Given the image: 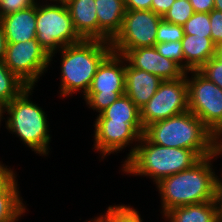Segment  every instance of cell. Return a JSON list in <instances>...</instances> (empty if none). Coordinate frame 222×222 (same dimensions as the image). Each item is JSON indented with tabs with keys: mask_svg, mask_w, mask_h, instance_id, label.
Here are the masks:
<instances>
[{
	"mask_svg": "<svg viewBox=\"0 0 222 222\" xmlns=\"http://www.w3.org/2000/svg\"><path fill=\"white\" fill-rule=\"evenodd\" d=\"M143 135L153 144L193 150L201 158L217 152V138L190 111L148 125Z\"/></svg>",
	"mask_w": 222,
	"mask_h": 222,
	"instance_id": "6da1fadb",
	"label": "cell"
},
{
	"mask_svg": "<svg viewBox=\"0 0 222 222\" xmlns=\"http://www.w3.org/2000/svg\"><path fill=\"white\" fill-rule=\"evenodd\" d=\"M218 152L202 158L190 169L161 179L156 183L161 196L163 215L180 206L213 201L215 172L211 161Z\"/></svg>",
	"mask_w": 222,
	"mask_h": 222,
	"instance_id": "7a4b0ae2",
	"label": "cell"
},
{
	"mask_svg": "<svg viewBox=\"0 0 222 222\" xmlns=\"http://www.w3.org/2000/svg\"><path fill=\"white\" fill-rule=\"evenodd\" d=\"M138 143L131 148L122 170L152 177L155 184L165 177L190 169L202 159L193 150L153 144L144 135Z\"/></svg>",
	"mask_w": 222,
	"mask_h": 222,
	"instance_id": "3957f363",
	"label": "cell"
},
{
	"mask_svg": "<svg viewBox=\"0 0 222 222\" xmlns=\"http://www.w3.org/2000/svg\"><path fill=\"white\" fill-rule=\"evenodd\" d=\"M59 51L62 59L60 94L66 97L81 90L85 96L98 66L112 52V48L110 42L82 40Z\"/></svg>",
	"mask_w": 222,
	"mask_h": 222,
	"instance_id": "277c9868",
	"label": "cell"
},
{
	"mask_svg": "<svg viewBox=\"0 0 222 222\" xmlns=\"http://www.w3.org/2000/svg\"><path fill=\"white\" fill-rule=\"evenodd\" d=\"M34 87L27 86L16 98L4 105L6 127L39 155H47L51 137L45 111L29 99Z\"/></svg>",
	"mask_w": 222,
	"mask_h": 222,
	"instance_id": "5b68a950",
	"label": "cell"
},
{
	"mask_svg": "<svg viewBox=\"0 0 222 222\" xmlns=\"http://www.w3.org/2000/svg\"><path fill=\"white\" fill-rule=\"evenodd\" d=\"M39 4L36 3V39L52 61L55 51L83 39L75 31L66 5Z\"/></svg>",
	"mask_w": 222,
	"mask_h": 222,
	"instance_id": "8992f818",
	"label": "cell"
},
{
	"mask_svg": "<svg viewBox=\"0 0 222 222\" xmlns=\"http://www.w3.org/2000/svg\"><path fill=\"white\" fill-rule=\"evenodd\" d=\"M188 86L189 111L196 115L216 138L222 137V89L198 70H191ZM191 79V80H190Z\"/></svg>",
	"mask_w": 222,
	"mask_h": 222,
	"instance_id": "52a82bcc",
	"label": "cell"
},
{
	"mask_svg": "<svg viewBox=\"0 0 222 222\" xmlns=\"http://www.w3.org/2000/svg\"><path fill=\"white\" fill-rule=\"evenodd\" d=\"M125 58L111 52L98 66L92 84L83 97L99 114L125 94ZM124 63V64H123Z\"/></svg>",
	"mask_w": 222,
	"mask_h": 222,
	"instance_id": "ba28073f",
	"label": "cell"
},
{
	"mask_svg": "<svg viewBox=\"0 0 222 222\" xmlns=\"http://www.w3.org/2000/svg\"><path fill=\"white\" fill-rule=\"evenodd\" d=\"M161 20L152 10H127L121 30L110 42L112 52L123 55L131 49L155 46Z\"/></svg>",
	"mask_w": 222,
	"mask_h": 222,
	"instance_id": "9c48e42d",
	"label": "cell"
},
{
	"mask_svg": "<svg viewBox=\"0 0 222 222\" xmlns=\"http://www.w3.org/2000/svg\"><path fill=\"white\" fill-rule=\"evenodd\" d=\"M189 111L186 76L177 80L162 81L156 93L140 109L144 129L157 121Z\"/></svg>",
	"mask_w": 222,
	"mask_h": 222,
	"instance_id": "30bf717a",
	"label": "cell"
},
{
	"mask_svg": "<svg viewBox=\"0 0 222 222\" xmlns=\"http://www.w3.org/2000/svg\"><path fill=\"white\" fill-rule=\"evenodd\" d=\"M5 65L27 86L34 87L50 64V56L37 39L7 43Z\"/></svg>",
	"mask_w": 222,
	"mask_h": 222,
	"instance_id": "8fae6325",
	"label": "cell"
},
{
	"mask_svg": "<svg viewBox=\"0 0 222 222\" xmlns=\"http://www.w3.org/2000/svg\"><path fill=\"white\" fill-rule=\"evenodd\" d=\"M94 148L102 158L108 154L122 151L132 141H140L144 134L141 123L110 122V119H95ZM131 141V142H130Z\"/></svg>",
	"mask_w": 222,
	"mask_h": 222,
	"instance_id": "7c38bea8",
	"label": "cell"
},
{
	"mask_svg": "<svg viewBox=\"0 0 222 222\" xmlns=\"http://www.w3.org/2000/svg\"><path fill=\"white\" fill-rule=\"evenodd\" d=\"M122 56L131 67L149 72L163 81L177 80L186 73L176 62L162 56L155 46L131 49Z\"/></svg>",
	"mask_w": 222,
	"mask_h": 222,
	"instance_id": "4fadbf2b",
	"label": "cell"
},
{
	"mask_svg": "<svg viewBox=\"0 0 222 222\" xmlns=\"http://www.w3.org/2000/svg\"><path fill=\"white\" fill-rule=\"evenodd\" d=\"M162 81L158 76L125 63V94L139 109L156 93Z\"/></svg>",
	"mask_w": 222,
	"mask_h": 222,
	"instance_id": "5bb4252c",
	"label": "cell"
},
{
	"mask_svg": "<svg viewBox=\"0 0 222 222\" xmlns=\"http://www.w3.org/2000/svg\"><path fill=\"white\" fill-rule=\"evenodd\" d=\"M6 43L25 42L36 38V3L24 10L0 17Z\"/></svg>",
	"mask_w": 222,
	"mask_h": 222,
	"instance_id": "9a60e30c",
	"label": "cell"
},
{
	"mask_svg": "<svg viewBox=\"0 0 222 222\" xmlns=\"http://www.w3.org/2000/svg\"><path fill=\"white\" fill-rule=\"evenodd\" d=\"M98 18V40L111 42L121 30L126 14L123 0H95Z\"/></svg>",
	"mask_w": 222,
	"mask_h": 222,
	"instance_id": "2e32d148",
	"label": "cell"
},
{
	"mask_svg": "<svg viewBox=\"0 0 222 222\" xmlns=\"http://www.w3.org/2000/svg\"><path fill=\"white\" fill-rule=\"evenodd\" d=\"M67 8L78 35L83 40H98L95 0H72Z\"/></svg>",
	"mask_w": 222,
	"mask_h": 222,
	"instance_id": "e0dca14e",
	"label": "cell"
},
{
	"mask_svg": "<svg viewBox=\"0 0 222 222\" xmlns=\"http://www.w3.org/2000/svg\"><path fill=\"white\" fill-rule=\"evenodd\" d=\"M184 71L199 70L209 59L215 55V44L211 38L184 34L181 40Z\"/></svg>",
	"mask_w": 222,
	"mask_h": 222,
	"instance_id": "ac0fdd59",
	"label": "cell"
},
{
	"mask_svg": "<svg viewBox=\"0 0 222 222\" xmlns=\"http://www.w3.org/2000/svg\"><path fill=\"white\" fill-rule=\"evenodd\" d=\"M164 216L169 222H218L214 201L175 207Z\"/></svg>",
	"mask_w": 222,
	"mask_h": 222,
	"instance_id": "d6986e66",
	"label": "cell"
},
{
	"mask_svg": "<svg viewBox=\"0 0 222 222\" xmlns=\"http://www.w3.org/2000/svg\"><path fill=\"white\" fill-rule=\"evenodd\" d=\"M96 119H110V122L141 123L140 109L126 94L120 95L115 102L97 115Z\"/></svg>",
	"mask_w": 222,
	"mask_h": 222,
	"instance_id": "ffe728a7",
	"label": "cell"
},
{
	"mask_svg": "<svg viewBox=\"0 0 222 222\" xmlns=\"http://www.w3.org/2000/svg\"><path fill=\"white\" fill-rule=\"evenodd\" d=\"M27 85L20 80L0 59V103L5 105L16 98Z\"/></svg>",
	"mask_w": 222,
	"mask_h": 222,
	"instance_id": "44dd1931",
	"label": "cell"
},
{
	"mask_svg": "<svg viewBox=\"0 0 222 222\" xmlns=\"http://www.w3.org/2000/svg\"><path fill=\"white\" fill-rule=\"evenodd\" d=\"M22 200V197H0V222L18 221L26 209Z\"/></svg>",
	"mask_w": 222,
	"mask_h": 222,
	"instance_id": "7402d4cb",
	"label": "cell"
},
{
	"mask_svg": "<svg viewBox=\"0 0 222 222\" xmlns=\"http://www.w3.org/2000/svg\"><path fill=\"white\" fill-rule=\"evenodd\" d=\"M193 14L194 10L189 0H175L162 19L183 26Z\"/></svg>",
	"mask_w": 222,
	"mask_h": 222,
	"instance_id": "603a6c76",
	"label": "cell"
},
{
	"mask_svg": "<svg viewBox=\"0 0 222 222\" xmlns=\"http://www.w3.org/2000/svg\"><path fill=\"white\" fill-rule=\"evenodd\" d=\"M184 34L211 38L209 13L194 12L183 25Z\"/></svg>",
	"mask_w": 222,
	"mask_h": 222,
	"instance_id": "cb8c5ba5",
	"label": "cell"
},
{
	"mask_svg": "<svg viewBox=\"0 0 222 222\" xmlns=\"http://www.w3.org/2000/svg\"><path fill=\"white\" fill-rule=\"evenodd\" d=\"M15 178L14 171L0 162V197H20Z\"/></svg>",
	"mask_w": 222,
	"mask_h": 222,
	"instance_id": "d4e9b609",
	"label": "cell"
},
{
	"mask_svg": "<svg viewBox=\"0 0 222 222\" xmlns=\"http://www.w3.org/2000/svg\"><path fill=\"white\" fill-rule=\"evenodd\" d=\"M184 37L183 26L161 20L157 29L156 43L181 41Z\"/></svg>",
	"mask_w": 222,
	"mask_h": 222,
	"instance_id": "484cf974",
	"label": "cell"
},
{
	"mask_svg": "<svg viewBox=\"0 0 222 222\" xmlns=\"http://www.w3.org/2000/svg\"><path fill=\"white\" fill-rule=\"evenodd\" d=\"M155 48L162 56L176 62L184 70V56L181 41L156 43Z\"/></svg>",
	"mask_w": 222,
	"mask_h": 222,
	"instance_id": "4316f807",
	"label": "cell"
},
{
	"mask_svg": "<svg viewBox=\"0 0 222 222\" xmlns=\"http://www.w3.org/2000/svg\"><path fill=\"white\" fill-rule=\"evenodd\" d=\"M203 76L222 89V62L215 57L209 59L199 70Z\"/></svg>",
	"mask_w": 222,
	"mask_h": 222,
	"instance_id": "83f0119b",
	"label": "cell"
},
{
	"mask_svg": "<svg viewBox=\"0 0 222 222\" xmlns=\"http://www.w3.org/2000/svg\"><path fill=\"white\" fill-rule=\"evenodd\" d=\"M34 4L33 0H0V17L24 10Z\"/></svg>",
	"mask_w": 222,
	"mask_h": 222,
	"instance_id": "f1b7e54d",
	"label": "cell"
},
{
	"mask_svg": "<svg viewBox=\"0 0 222 222\" xmlns=\"http://www.w3.org/2000/svg\"><path fill=\"white\" fill-rule=\"evenodd\" d=\"M211 40L215 45L222 43V12L213 9L209 13Z\"/></svg>",
	"mask_w": 222,
	"mask_h": 222,
	"instance_id": "f546056e",
	"label": "cell"
},
{
	"mask_svg": "<svg viewBox=\"0 0 222 222\" xmlns=\"http://www.w3.org/2000/svg\"><path fill=\"white\" fill-rule=\"evenodd\" d=\"M105 222H126V205L109 206Z\"/></svg>",
	"mask_w": 222,
	"mask_h": 222,
	"instance_id": "4dcf8cb0",
	"label": "cell"
},
{
	"mask_svg": "<svg viewBox=\"0 0 222 222\" xmlns=\"http://www.w3.org/2000/svg\"><path fill=\"white\" fill-rule=\"evenodd\" d=\"M216 206L217 221L222 222V179L215 175L214 199Z\"/></svg>",
	"mask_w": 222,
	"mask_h": 222,
	"instance_id": "1f68e13d",
	"label": "cell"
},
{
	"mask_svg": "<svg viewBox=\"0 0 222 222\" xmlns=\"http://www.w3.org/2000/svg\"><path fill=\"white\" fill-rule=\"evenodd\" d=\"M194 12L210 13L214 9V0H189Z\"/></svg>",
	"mask_w": 222,
	"mask_h": 222,
	"instance_id": "d6a6232c",
	"label": "cell"
},
{
	"mask_svg": "<svg viewBox=\"0 0 222 222\" xmlns=\"http://www.w3.org/2000/svg\"><path fill=\"white\" fill-rule=\"evenodd\" d=\"M175 0H152L151 10L160 16H164V14L170 9L171 5Z\"/></svg>",
	"mask_w": 222,
	"mask_h": 222,
	"instance_id": "836d02e7",
	"label": "cell"
},
{
	"mask_svg": "<svg viewBox=\"0 0 222 222\" xmlns=\"http://www.w3.org/2000/svg\"><path fill=\"white\" fill-rule=\"evenodd\" d=\"M126 10H151L152 0H123Z\"/></svg>",
	"mask_w": 222,
	"mask_h": 222,
	"instance_id": "e575fe53",
	"label": "cell"
},
{
	"mask_svg": "<svg viewBox=\"0 0 222 222\" xmlns=\"http://www.w3.org/2000/svg\"><path fill=\"white\" fill-rule=\"evenodd\" d=\"M140 213L131 206H126V222H143Z\"/></svg>",
	"mask_w": 222,
	"mask_h": 222,
	"instance_id": "d590c367",
	"label": "cell"
},
{
	"mask_svg": "<svg viewBox=\"0 0 222 222\" xmlns=\"http://www.w3.org/2000/svg\"><path fill=\"white\" fill-rule=\"evenodd\" d=\"M6 37L0 23V59H4L6 55Z\"/></svg>",
	"mask_w": 222,
	"mask_h": 222,
	"instance_id": "8d00e7d4",
	"label": "cell"
},
{
	"mask_svg": "<svg viewBox=\"0 0 222 222\" xmlns=\"http://www.w3.org/2000/svg\"><path fill=\"white\" fill-rule=\"evenodd\" d=\"M214 57L222 62V43L215 46V55Z\"/></svg>",
	"mask_w": 222,
	"mask_h": 222,
	"instance_id": "74e56055",
	"label": "cell"
},
{
	"mask_svg": "<svg viewBox=\"0 0 222 222\" xmlns=\"http://www.w3.org/2000/svg\"><path fill=\"white\" fill-rule=\"evenodd\" d=\"M214 9L222 12V0H214Z\"/></svg>",
	"mask_w": 222,
	"mask_h": 222,
	"instance_id": "f35d334b",
	"label": "cell"
},
{
	"mask_svg": "<svg viewBox=\"0 0 222 222\" xmlns=\"http://www.w3.org/2000/svg\"><path fill=\"white\" fill-rule=\"evenodd\" d=\"M222 138H217V152L218 154H222Z\"/></svg>",
	"mask_w": 222,
	"mask_h": 222,
	"instance_id": "ab89813d",
	"label": "cell"
},
{
	"mask_svg": "<svg viewBox=\"0 0 222 222\" xmlns=\"http://www.w3.org/2000/svg\"><path fill=\"white\" fill-rule=\"evenodd\" d=\"M87 222H105V215H100L97 218H94L93 220H89Z\"/></svg>",
	"mask_w": 222,
	"mask_h": 222,
	"instance_id": "60d3db41",
	"label": "cell"
},
{
	"mask_svg": "<svg viewBox=\"0 0 222 222\" xmlns=\"http://www.w3.org/2000/svg\"><path fill=\"white\" fill-rule=\"evenodd\" d=\"M56 1V4H57V2H59L60 3V5H68L72 0H53V2H55Z\"/></svg>",
	"mask_w": 222,
	"mask_h": 222,
	"instance_id": "b9f144b4",
	"label": "cell"
},
{
	"mask_svg": "<svg viewBox=\"0 0 222 222\" xmlns=\"http://www.w3.org/2000/svg\"><path fill=\"white\" fill-rule=\"evenodd\" d=\"M4 113H5V107H4L3 104L0 103V122H1L2 119H5V118L3 117V114H4ZM2 117H3V118H2Z\"/></svg>",
	"mask_w": 222,
	"mask_h": 222,
	"instance_id": "7bdbcfd3",
	"label": "cell"
}]
</instances>
